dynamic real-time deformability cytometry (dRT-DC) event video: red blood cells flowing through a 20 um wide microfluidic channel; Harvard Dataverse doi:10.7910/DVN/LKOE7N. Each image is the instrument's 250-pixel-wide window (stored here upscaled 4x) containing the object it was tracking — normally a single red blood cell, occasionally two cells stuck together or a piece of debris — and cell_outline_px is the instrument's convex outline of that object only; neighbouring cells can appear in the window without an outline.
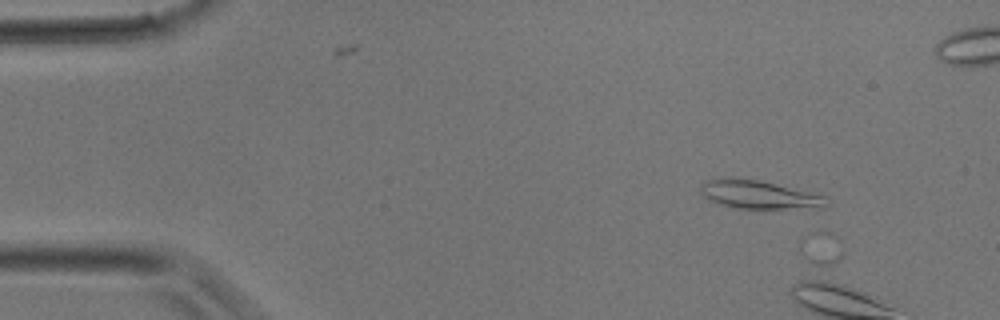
{"species": "common noctule bat (a hibernating species)", "species_latin": "Nyctalus noctula", "temperature_condition": "room temperature", "stored_images_in_passage": 7, "camera_frame_rate_fps": 3000, "um_per_image_px": 0.085, "animal": {"sex": "male", "body_mass_g": 17.9}, "frame": {"image": 1, "passage_image": 5, "time_ms": 1.333, "image_size_px": [1000, 320], "cell_outline_px": [[832, 204], [828, 208], [736, 208], [720, 204], [708, 200], [700, 192], [700, 184], [712, 176], [732, 176], [756, 180], [828, 196]], "centroid_in_image_um": [64.5, 16.52], "position_along_channel_um": 20.5, "area_um2": 21.39}}